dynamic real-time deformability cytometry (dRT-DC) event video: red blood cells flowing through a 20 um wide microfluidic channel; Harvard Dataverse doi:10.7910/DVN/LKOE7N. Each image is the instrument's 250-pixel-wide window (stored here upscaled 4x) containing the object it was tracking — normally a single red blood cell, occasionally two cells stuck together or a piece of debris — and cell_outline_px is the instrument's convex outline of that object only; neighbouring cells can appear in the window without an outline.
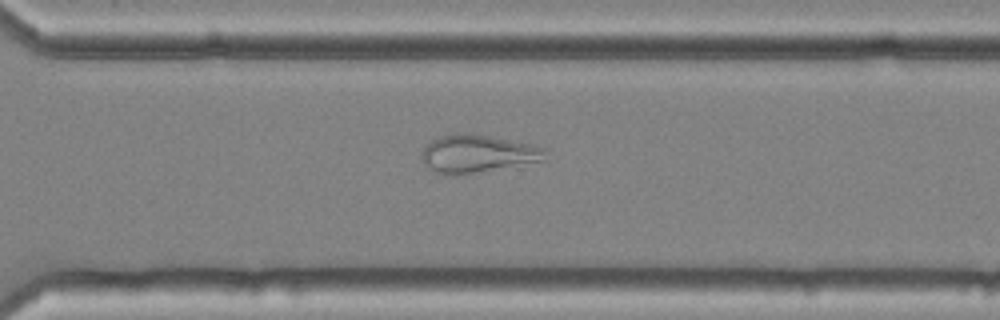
{"species": "common noctule bat (a hibernating species)", "species_latin": "Nyctalus noctula", "temperature_condition": "cold", "stored_images_in_passage": 42, "camera_frame_rate_fps": 3000, "um_per_image_px": 0.085, "animal": {"sex": "female", "body_mass_g": 25.1}, "frame": {"image": 1, "passage_image": 30, "time_ms": 9.667, "image_size_px": [1000, 320], "cell_outline_px": [[544, 160], [452, 176], [436, 172], [424, 164], [420, 156], [420, 152], [432, 140], [440, 136], [452, 132], [476, 132], [536, 144], [544, 148]], "centroid_in_image_um": [40.55, 13.01], "position_along_channel_um": 330.1, "area_um2": 27.57}}
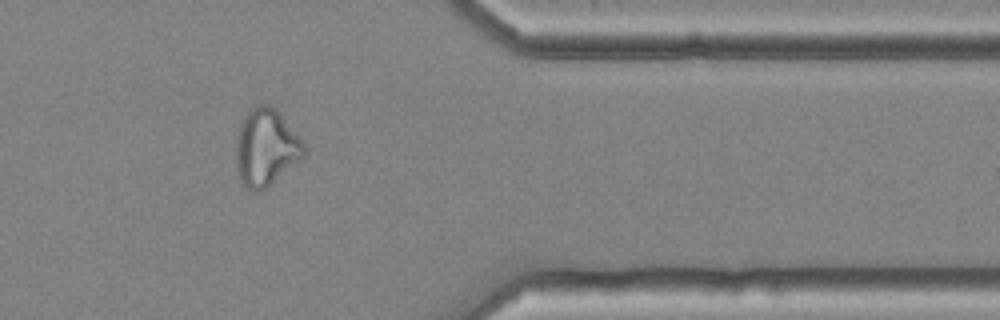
{"frame": {"image": 2, "passage_image": 36, "time_ms": 11.667, "image_size_px": [1000, 320], "cell_outline_px": [[308, 152], [300, 160], [264, 188], [256, 192], [248, 188], [240, 180], [236, 168], [236, 136], [240, 124], [244, 116], [256, 104], [268, 104], [276, 108], [308, 148]], "centroid_in_image_um": [22.6, 12.5], "position_along_channel_um": 388.8, "area_um2": 30.4}}